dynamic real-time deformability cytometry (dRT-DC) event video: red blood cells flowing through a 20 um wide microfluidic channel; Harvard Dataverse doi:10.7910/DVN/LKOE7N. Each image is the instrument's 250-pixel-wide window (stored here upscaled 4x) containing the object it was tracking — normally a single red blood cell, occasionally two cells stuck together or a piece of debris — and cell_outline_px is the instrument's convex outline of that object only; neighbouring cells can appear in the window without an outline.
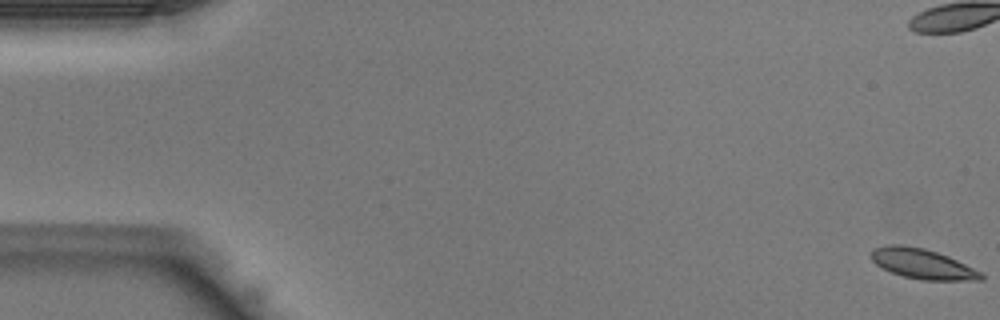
{"species": "Egyptian fruit bat (a non-hibernating species)", "species_latin": "Rousettus aegyptiacus", "temperature_condition": "warm", "stored_images_in_passage": 12, "camera_frame_rate_fps": 3000, "um_per_image_px": 0.085, "animal": {"sex": "male"}, "frame": {"image": 1, "passage_image": 1, "time_ms": 0.0, "image_size_px": [1000, 320], "cell_outline_px": [[984, 280], [920, 280], [904, 276], [892, 272], [876, 264], [872, 260], [868, 252], [872, 248], [884, 244], [904, 244], [924, 248], [948, 256], [984, 272]], "centroid_in_image_um": [78.4, 22.41], "position_along_channel_um": 6.6, "area_um2": 19.59}}